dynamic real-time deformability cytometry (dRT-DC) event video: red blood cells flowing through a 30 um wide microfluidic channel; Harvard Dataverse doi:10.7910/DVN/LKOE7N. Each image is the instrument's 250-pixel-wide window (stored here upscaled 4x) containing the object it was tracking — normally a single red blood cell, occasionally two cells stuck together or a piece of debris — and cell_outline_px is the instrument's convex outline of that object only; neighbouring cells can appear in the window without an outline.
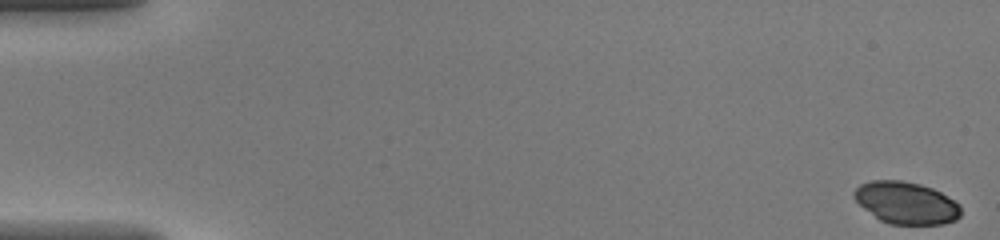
{"species": "common noctule bat (a hibernating species)", "species_latin": "Nyctalus noctula", "temperature_condition": "warm", "stored_images_in_passage": 46, "camera_frame_rate_fps": 3000, "um_per_image_px": 0.085, "animal": {"sex": "female", "body_mass_g": 20.0, "forearm_length_mm": 54.0}, "frame": {"image": 1, "passage_image": 1, "time_ms": 0.0, "image_size_px": [1000, 240], "cell_outline_px": [[960, 216], [956, 220], [944, 224], [888, 224], [880, 220], [864, 208], [852, 196], [852, 192], [860, 184], [872, 180], [900, 180], [920, 184], [932, 188], [940, 192], [960, 204]], "centroid_in_image_um": [77.02, 17.24], "position_along_channel_um": 8.0, "area_um2": 26.18}}
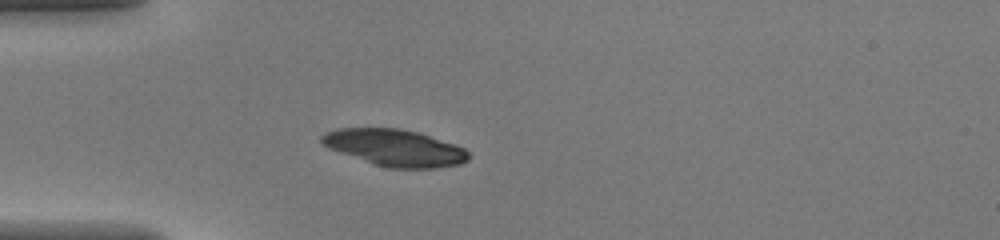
{"frame": {"image": 2, "passage_image": 14, "time_ms": 4.333, "image_size_px": [1000, 240], "cell_outline_px": [[468, 160], [460, 164], [436, 168], [388, 168], [328, 148], [320, 144], [320, 136], [324, 132], [336, 128], [400, 128], [416, 132], [464, 148], [468, 152]], "centroid_in_image_um": [33.5, 12.55], "position_along_channel_um": 51.5, "area_um2": 31.1}}
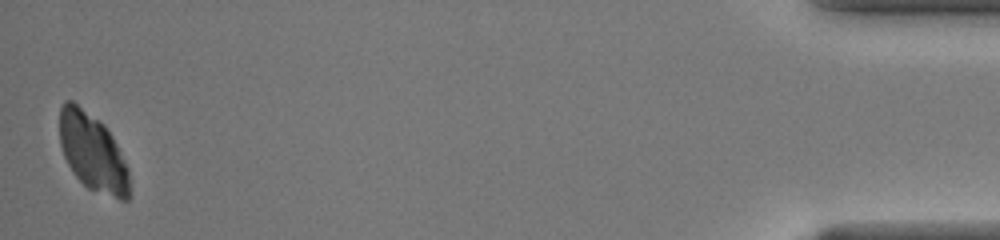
{"frame": {"image": 3, "passage_image": 46, "time_ms": 15.0, "image_size_px": [1000, 240], "cell_outline_px": [[128, 200], [120, 200], [88, 188], [76, 176], [68, 164], [64, 156], [60, 144], [60, 108], [64, 100], [72, 100], [104, 124], [112, 136], [128, 168]], "centroid_in_image_um": [7.85, 12.92], "position_along_channel_um": 427.3, "area_um2": 31.21}}